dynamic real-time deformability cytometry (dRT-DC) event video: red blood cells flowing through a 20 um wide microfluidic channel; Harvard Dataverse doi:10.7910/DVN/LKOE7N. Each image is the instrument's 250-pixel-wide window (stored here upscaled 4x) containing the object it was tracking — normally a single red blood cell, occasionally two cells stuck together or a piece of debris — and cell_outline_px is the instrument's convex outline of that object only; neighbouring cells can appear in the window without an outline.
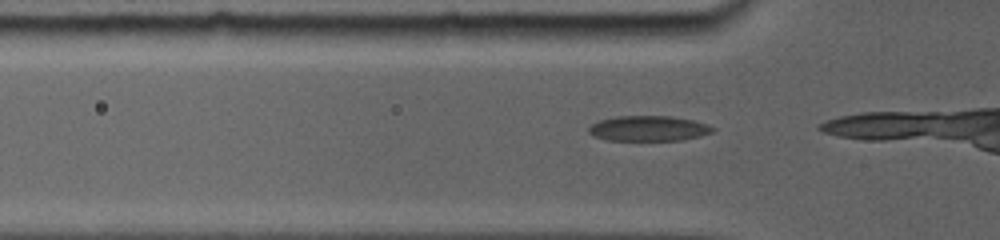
{"species": "common noctule bat (a hibernating species)", "species_latin": "Nyctalus noctula", "temperature_condition": "room temperature", "stored_images_in_passage": 4, "camera_frame_rate_fps": 5000, "um_per_image_px": 0.085, "animal": {"sex": "female", "body_mass_g": 19.0, "forearm_length_mm": 56.7}, "frame": {"image": 1, "passage_image": 2, "time_ms": 0.4, "image_size_px": [1000, 240], "cell_outline_px": [[712, 132], [680, 140], [608, 140], [596, 136], [588, 132], [588, 128], [592, 124], [600, 120], [616, 116], [668, 116], [692, 120], [704, 124], [712, 128]], "centroid_in_image_um": [55.05, 10.91], "position_along_channel_um": 70.8, "area_um2": 17.74}}